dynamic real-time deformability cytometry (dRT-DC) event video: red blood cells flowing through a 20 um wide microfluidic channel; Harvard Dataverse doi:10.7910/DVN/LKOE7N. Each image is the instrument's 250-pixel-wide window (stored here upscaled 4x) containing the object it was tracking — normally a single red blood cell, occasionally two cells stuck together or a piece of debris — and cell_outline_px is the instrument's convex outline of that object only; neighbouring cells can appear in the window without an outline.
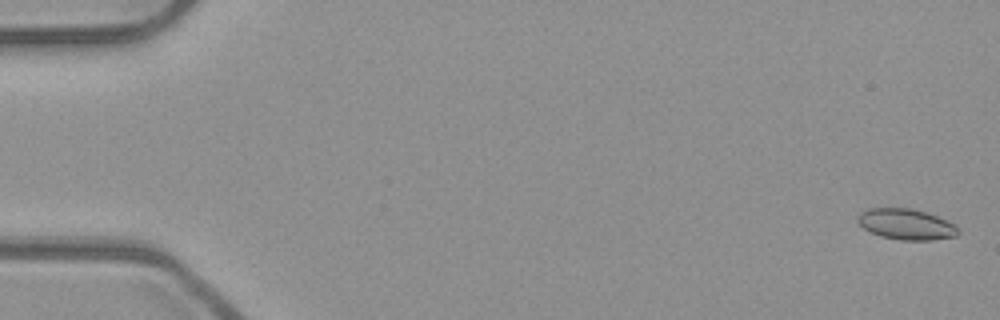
{"species": "common noctule bat (a hibernating species)", "species_latin": "Nyctalus noctula", "temperature_condition": "room temperature", "stored_images_in_passage": 5, "segment_of_instrument_passage": [2, 2], "camera_frame_rate_fps": 3000, "um_per_image_px": 0.085, "animal": {"sex": "male", "body_mass_g": 23.1, "forearm_length_mm": 52.7}, "frame": {"image": 1, "passage_image": 5, "time_ms": 1.333, "image_size_px": [1000, 320], "cell_outline_px": [[960, 232], [956, 236], [932, 240], [900, 240], [880, 236], [864, 228], [856, 220], [856, 216], [860, 212], [868, 208], [912, 208], [936, 216], [952, 224]], "centroid_in_image_um": [76.97, 19.06], "position_along_channel_um": 8.0, "area_um2": 17.86}}